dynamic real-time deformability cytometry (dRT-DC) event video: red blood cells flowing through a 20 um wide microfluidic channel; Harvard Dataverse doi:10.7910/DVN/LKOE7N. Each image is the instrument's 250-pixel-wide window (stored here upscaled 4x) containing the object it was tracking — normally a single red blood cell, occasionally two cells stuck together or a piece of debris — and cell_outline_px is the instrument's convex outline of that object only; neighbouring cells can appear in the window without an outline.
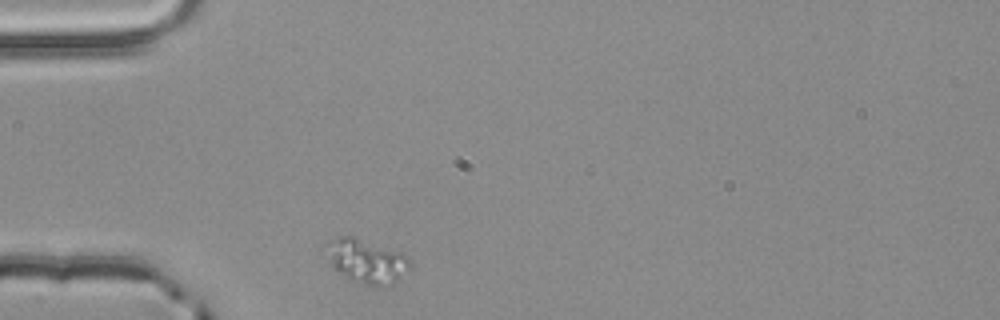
{"species": "common noctule bat (a hibernating species)", "species_latin": "Nyctalus noctula", "temperature_condition": "room temperature", "stored_images_in_passage": 26, "camera_frame_rate_fps": 3000, "um_per_image_px": 0.085, "animal": {"sex": "male", "body_mass_g": 20.4}, "frame": {"image": 1, "passage_image": 1, "time_ms": 0.0, "image_size_px": [1000, 320], "cell_outline_px": [[412, 268], [388, 288], [384, 288], [364, 284], [352, 280], [332, 268], [328, 244], [328, 240], [340, 236], [352, 236], [404, 252], [412, 260]], "centroid_in_image_um": [31.28, 22.22], "position_along_channel_um": 53.7, "area_um2": 21.73}}
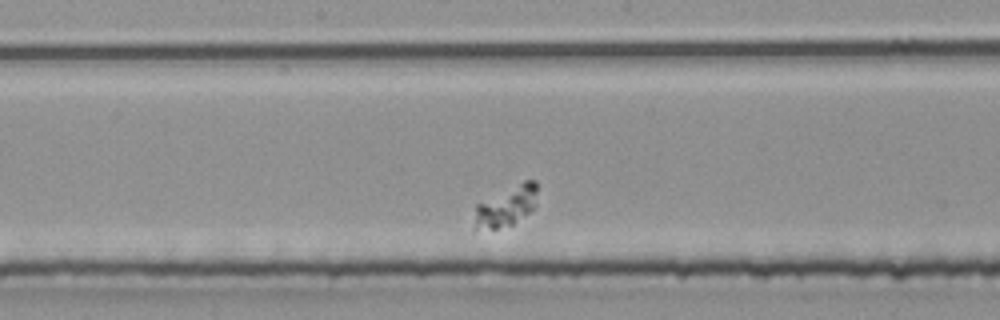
{"frame": {"image": 2, "passage_image": 15, "time_ms": 4.667, "image_size_px": [1000, 320], "cell_outline_px": [[536, 192], [532, 208], [528, 212], [512, 224], [496, 228], [472, 232], [472, 228], [476, 204], [524, 180], [536, 180]], "centroid_in_image_um": [42.92, 17.57], "position_along_channel_um": 205.3, "area_um2": 14.62}}
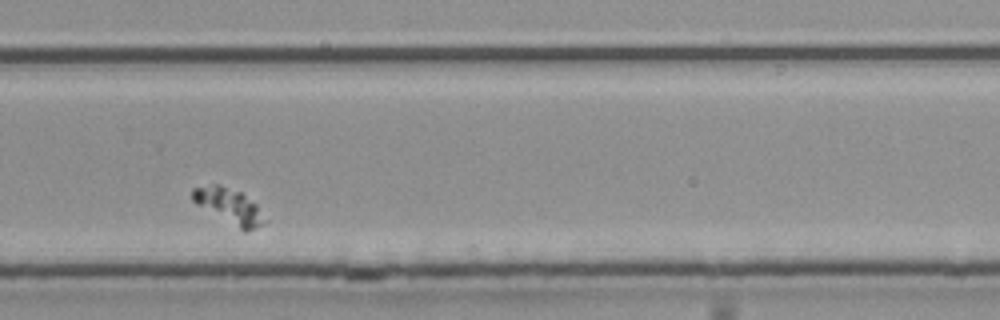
{"frame": {"image": 3, "passage_image": 24, "time_ms": 7.667, "image_size_px": [1000, 320], "cell_outline_px": [[264, 224], [248, 232], [244, 232], [196, 204], [192, 200], [192, 188], [212, 184], [216, 184], [240, 192], [256, 204], [264, 220]], "centroid_in_image_um": [19.45, 17.53], "position_along_channel_um": 310.3, "area_um2": 14.57}}